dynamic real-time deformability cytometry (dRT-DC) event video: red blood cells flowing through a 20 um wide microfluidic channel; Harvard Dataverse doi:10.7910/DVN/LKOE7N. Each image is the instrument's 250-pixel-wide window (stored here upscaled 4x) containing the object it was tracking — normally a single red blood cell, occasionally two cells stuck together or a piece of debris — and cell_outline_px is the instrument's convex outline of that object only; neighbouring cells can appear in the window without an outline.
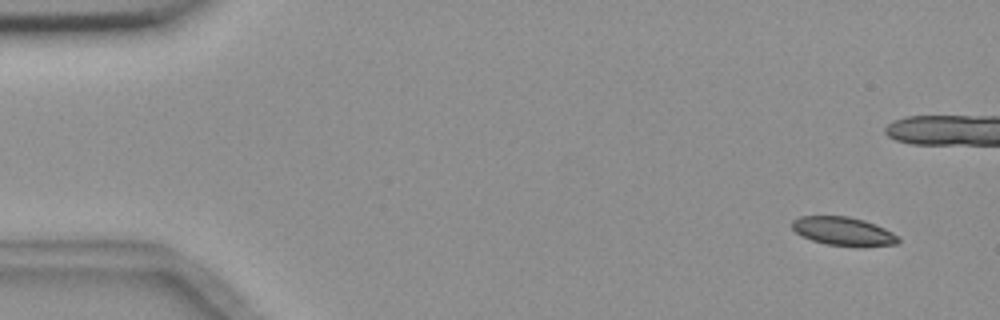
{"species": "common noctule bat (a hibernating species)", "species_latin": "Nyctalus noctula", "temperature_condition": "room temperature", "stored_images_in_passage": 6, "camera_frame_rate_fps": 3000, "um_per_image_px": 0.085, "animal": {"sex": "female", "body_mass_g": 18.4}, "frame": {"image": 1, "passage_image": 1, "time_ms": 0.0, "image_size_px": [1000, 320], "cell_outline_px": [[900, 240], [896, 244], [828, 244], [812, 240], [796, 232], [792, 228], [792, 220], [800, 216], [848, 216], [864, 220], [884, 228], [892, 232]], "centroid_in_image_um": [71.61, 19.6], "position_along_channel_um": 13.4, "area_um2": 16.76}}
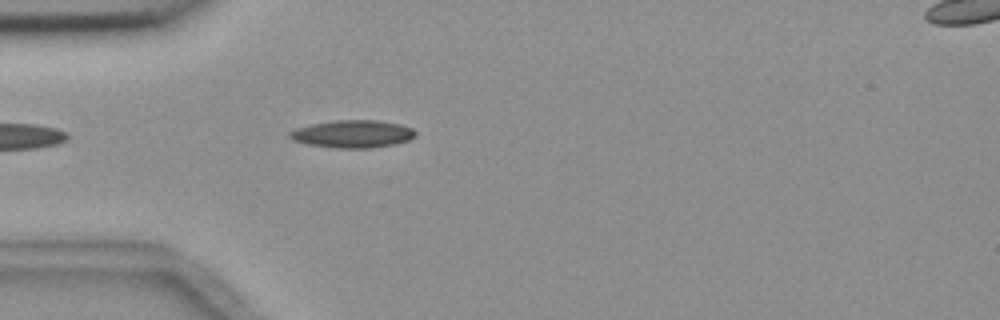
{"frame": {"image": 2, "passage_image": 6, "time_ms": 6.333, "image_size_px": [1000, 320], "cell_outline_px": [[416, 136], [408, 140], [396, 144], [372, 148], [332, 148], [308, 144], [292, 140], [288, 136], [288, 132], [296, 128], [312, 124], [336, 120], [376, 120], [400, 124], [412, 128], [416, 132]], "centroid_in_image_um": [29.97, 11.39], "position_along_channel_um": 55.0, "area_um2": 20.35}}